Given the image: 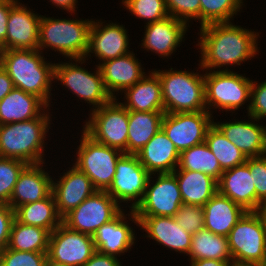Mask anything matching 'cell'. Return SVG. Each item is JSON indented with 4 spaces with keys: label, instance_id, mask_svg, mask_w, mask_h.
I'll return each instance as SVG.
<instances>
[{
    "label": "cell",
    "instance_id": "obj_1",
    "mask_svg": "<svg viewBox=\"0 0 266 266\" xmlns=\"http://www.w3.org/2000/svg\"><path fill=\"white\" fill-rule=\"evenodd\" d=\"M201 68L212 69L228 64L240 65L257 50L253 31L232 25L230 22L212 23L201 27Z\"/></svg>",
    "mask_w": 266,
    "mask_h": 266
},
{
    "label": "cell",
    "instance_id": "obj_2",
    "mask_svg": "<svg viewBox=\"0 0 266 266\" xmlns=\"http://www.w3.org/2000/svg\"><path fill=\"white\" fill-rule=\"evenodd\" d=\"M39 51L38 49L2 50L0 65L11 78L14 88L39 97L48 107L55 64L46 63Z\"/></svg>",
    "mask_w": 266,
    "mask_h": 266
},
{
    "label": "cell",
    "instance_id": "obj_3",
    "mask_svg": "<svg viewBox=\"0 0 266 266\" xmlns=\"http://www.w3.org/2000/svg\"><path fill=\"white\" fill-rule=\"evenodd\" d=\"M49 121L48 115L42 113L31 120L0 125V157L43 164V139Z\"/></svg>",
    "mask_w": 266,
    "mask_h": 266
},
{
    "label": "cell",
    "instance_id": "obj_4",
    "mask_svg": "<svg viewBox=\"0 0 266 266\" xmlns=\"http://www.w3.org/2000/svg\"><path fill=\"white\" fill-rule=\"evenodd\" d=\"M154 71L162 85L165 113L199 112L205 105L204 75L187 71Z\"/></svg>",
    "mask_w": 266,
    "mask_h": 266
},
{
    "label": "cell",
    "instance_id": "obj_5",
    "mask_svg": "<svg viewBox=\"0 0 266 266\" xmlns=\"http://www.w3.org/2000/svg\"><path fill=\"white\" fill-rule=\"evenodd\" d=\"M228 242L234 265L266 264V222L260 211H246L231 229Z\"/></svg>",
    "mask_w": 266,
    "mask_h": 266
},
{
    "label": "cell",
    "instance_id": "obj_6",
    "mask_svg": "<svg viewBox=\"0 0 266 266\" xmlns=\"http://www.w3.org/2000/svg\"><path fill=\"white\" fill-rule=\"evenodd\" d=\"M91 22L41 16L38 50L50 46L68 58L82 61L87 56Z\"/></svg>",
    "mask_w": 266,
    "mask_h": 266
},
{
    "label": "cell",
    "instance_id": "obj_7",
    "mask_svg": "<svg viewBox=\"0 0 266 266\" xmlns=\"http://www.w3.org/2000/svg\"><path fill=\"white\" fill-rule=\"evenodd\" d=\"M78 149L74 166L86 174L97 191H107L114 179L117 161L124 153L96 142L85 132Z\"/></svg>",
    "mask_w": 266,
    "mask_h": 266
},
{
    "label": "cell",
    "instance_id": "obj_8",
    "mask_svg": "<svg viewBox=\"0 0 266 266\" xmlns=\"http://www.w3.org/2000/svg\"><path fill=\"white\" fill-rule=\"evenodd\" d=\"M115 100L94 109L83 131L96 142L127 154L128 110Z\"/></svg>",
    "mask_w": 266,
    "mask_h": 266
},
{
    "label": "cell",
    "instance_id": "obj_9",
    "mask_svg": "<svg viewBox=\"0 0 266 266\" xmlns=\"http://www.w3.org/2000/svg\"><path fill=\"white\" fill-rule=\"evenodd\" d=\"M204 81L205 105L237 110L251 97L252 80L228 69L209 72L204 75Z\"/></svg>",
    "mask_w": 266,
    "mask_h": 266
},
{
    "label": "cell",
    "instance_id": "obj_10",
    "mask_svg": "<svg viewBox=\"0 0 266 266\" xmlns=\"http://www.w3.org/2000/svg\"><path fill=\"white\" fill-rule=\"evenodd\" d=\"M106 192L96 191L62 218V223L74 231L93 236L98 228L110 222L122 210Z\"/></svg>",
    "mask_w": 266,
    "mask_h": 266
},
{
    "label": "cell",
    "instance_id": "obj_11",
    "mask_svg": "<svg viewBox=\"0 0 266 266\" xmlns=\"http://www.w3.org/2000/svg\"><path fill=\"white\" fill-rule=\"evenodd\" d=\"M208 110L199 112L164 113L161 129L179 151L205 142L214 122Z\"/></svg>",
    "mask_w": 266,
    "mask_h": 266
},
{
    "label": "cell",
    "instance_id": "obj_12",
    "mask_svg": "<svg viewBox=\"0 0 266 266\" xmlns=\"http://www.w3.org/2000/svg\"><path fill=\"white\" fill-rule=\"evenodd\" d=\"M96 251L93 237L71 230L61 223L50 233L47 256L67 266H83Z\"/></svg>",
    "mask_w": 266,
    "mask_h": 266
},
{
    "label": "cell",
    "instance_id": "obj_13",
    "mask_svg": "<svg viewBox=\"0 0 266 266\" xmlns=\"http://www.w3.org/2000/svg\"><path fill=\"white\" fill-rule=\"evenodd\" d=\"M151 174L141 165L136 154L124 153L117 161L111 186L106 191L117 203L131 201L132 210L142 201Z\"/></svg>",
    "mask_w": 266,
    "mask_h": 266
},
{
    "label": "cell",
    "instance_id": "obj_14",
    "mask_svg": "<svg viewBox=\"0 0 266 266\" xmlns=\"http://www.w3.org/2000/svg\"><path fill=\"white\" fill-rule=\"evenodd\" d=\"M147 183L142 201L133 209L136 216L174 217L183 204L176 176L173 173L159 174L157 181Z\"/></svg>",
    "mask_w": 266,
    "mask_h": 266
},
{
    "label": "cell",
    "instance_id": "obj_15",
    "mask_svg": "<svg viewBox=\"0 0 266 266\" xmlns=\"http://www.w3.org/2000/svg\"><path fill=\"white\" fill-rule=\"evenodd\" d=\"M96 74L72 63L55 64L54 78L60 80L77 97L99 108L113 98L105 88L99 66Z\"/></svg>",
    "mask_w": 266,
    "mask_h": 266
},
{
    "label": "cell",
    "instance_id": "obj_16",
    "mask_svg": "<svg viewBox=\"0 0 266 266\" xmlns=\"http://www.w3.org/2000/svg\"><path fill=\"white\" fill-rule=\"evenodd\" d=\"M40 21L41 16L16 3L10 9L7 35L1 49H38Z\"/></svg>",
    "mask_w": 266,
    "mask_h": 266
},
{
    "label": "cell",
    "instance_id": "obj_17",
    "mask_svg": "<svg viewBox=\"0 0 266 266\" xmlns=\"http://www.w3.org/2000/svg\"><path fill=\"white\" fill-rule=\"evenodd\" d=\"M218 192L245 211H260L263 205L256 197L253 176L246 163L223 171L218 181Z\"/></svg>",
    "mask_w": 266,
    "mask_h": 266
},
{
    "label": "cell",
    "instance_id": "obj_18",
    "mask_svg": "<svg viewBox=\"0 0 266 266\" xmlns=\"http://www.w3.org/2000/svg\"><path fill=\"white\" fill-rule=\"evenodd\" d=\"M134 223H138L152 238L160 244L179 251L189 253L192 234L181 227L171 216H136L131 209Z\"/></svg>",
    "mask_w": 266,
    "mask_h": 266
},
{
    "label": "cell",
    "instance_id": "obj_19",
    "mask_svg": "<svg viewBox=\"0 0 266 266\" xmlns=\"http://www.w3.org/2000/svg\"><path fill=\"white\" fill-rule=\"evenodd\" d=\"M64 174L58 183L52 182V193L62 218L97 191L92 181L76 166Z\"/></svg>",
    "mask_w": 266,
    "mask_h": 266
},
{
    "label": "cell",
    "instance_id": "obj_20",
    "mask_svg": "<svg viewBox=\"0 0 266 266\" xmlns=\"http://www.w3.org/2000/svg\"><path fill=\"white\" fill-rule=\"evenodd\" d=\"M40 165L28 164L20 173L9 201L13 210L26 203L40 201L52 193L53 180Z\"/></svg>",
    "mask_w": 266,
    "mask_h": 266
},
{
    "label": "cell",
    "instance_id": "obj_21",
    "mask_svg": "<svg viewBox=\"0 0 266 266\" xmlns=\"http://www.w3.org/2000/svg\"><path fill=\"white\" fill-rule=\"evenodd\" d=\"M102 23L92 21L89 30L88 51L95 52L96 57L103 61L115 59L130 53L126 29L118 24H107L100 28Z\"/></svg>",
    "mask_w": 266,
    "mask_h": 266
},
{
    "label": "cell",
    "instance_id": "obj_22",
    "mask_svg": "<svg viewBox=\"0 0 266 266\" xmlns=\"http://www.w3.org/2000/svg\"><path fill=\"white\" fill-rule=\"evenodd\" d=\"M179 154L174 143L160 129L136 155L152 175L154 172L173 173L179 162Z\"/></svg>",
    "mask_w": 266,
    "mask_h": 266
},
{
    "label": "cell",
    "instance_id": "obj_23",
    "mask_svg": "<svg viewBox=\"0 0 266 266\" xmlns=\"http://www.w3.org/2000/svg\"><path fill=\"white\" fill-rule=\"evenodd\" d=\"M247 158L266 155V127L246 122L213 123Z\"/></svg>",
    "mask_w": 266,
    "mask_h": 266
},
{
    "label": "cell",
    "instance_id": "obj_24",
    "mask_svg": "<svg viewBox=\"0 0 266 266\" xmlns=\"http://www.w3.org/2000/svg\"><path fill=\"white\" fill-rule=\"evenodd\" d=\"M133 55L130 52L99 64L105 88L112 98H116L114 91L132 87L144 77L141 65Z\"/></svg>",
    "mask_w": 266,
    "mask_h": 266
},
{
    "label": "cell",
    "instance_id": "obj_25",
    "mask_svg": "<svg viewBox=\"0 0 266 266\" xmlns=\"http://www.w3.org/2000/svg\"><path fill=\"white\" fill-rule=\"evenodd\" d=\"M146 27L142 46L164 57L173 53L186 31V23L172 16L147 24Z\"/></svg>",
    "mask_w": 266,
    "mask_h": 266
},
{
    "label": "cell",
    "instance_id": "obj_26",
    "mask_svg": "<svg viewBox=\"0 0 266 266\" xmlns=\"http://www.w3.org/2000/svg\"><path fill=\"white\" fill-rule=\"evenodd\" d=\"M204 228L216 235L228 237L245 210L217 192L204 206Z\"/></svg>",
    "mask_w": 266,
    "mask_h": 266
},
{
    "label": "cell",
    "instance_id": "obj_27",
    "mask_svg": "<svg viewBox=\"0 0 266 266\" xmlns=\"http://www.w3.org/2000/svg\"><path fill=\"white\" fill-rule=\"evenodd\" d=\"M124 219L121 211L114 219L97 229L92 237L98 252L115 257L116 254L127 252L134 244V233Z\"/></svg>",
    "mask_w": 266,
    "mask_h": 266
},
{
    "label": "cell",
    "instance_id": "obj_28",
    "mask_svg": "<svg viewBox=\"0 0 266 266\" xmlns=\"http://www.w3.org/2000/svg\"><path fill=\"white\" fill-rule=\"evenodd\" d=\"M127 104L121 103L128 111H165L162 101V85L158 75L151 72L132 87L124 90Z\"/></svg>",
    "mask_w": 266,
    "mask_h": 266
},
{
    "label": "cell",
    "instance_id": "obj_29",
    "mask_svg": "<svg viewBox=\"0 0 266 266\" xmlns=\"http://www.w3.org/2000/svg\"><path fill=\"white\" fill-rule=\"evenodd\" d=\"M173 174L176 176L183 204L203 207L218 192V181L203 172L176 169Z\"/></svg>",
    "mask_w": 266,
    "mask_h": 266
},
{
    "label": "cell",
    "instance_id": "obj_30",
    "mask_svg": "<svg viewBox=\"0 0 266 266\" xmlns=\"http://www.w3.org/2000/svg\"><path fill=\"white\" fill-rule=\"evenodd\" d=\"M47 105L37 96L14 88L0 101V125L38 117Z\"/></svg>",
    "mask_w": 266,
    "mask_h": 266
},
{
    "label": "cell",
    "instance_id": "obj_31",
    "mask_svg": "<svg viewBox=\"0 0 266 266\" xmlns=\"http://www.w3.org/2000/svg\"><path fill=\"white\" fill-rule=\"evenodd\" d=\"M165 111H128L127 154H137L161 129Z\"/></svg>",
    "mask_w": 266,
    "mask_h": 266
},
{
    "label": "cell",
    "instance_id": "obj_32",
    "mask_svg": "<svg viewBox=\"0 0 266 266\" xmlns=\"http://www.w3.org/2000/svg\"><path fill=\"white\" fill-rule=\"evenodd\" d=\"M14 213L18 222L44 228L50 233L62 223L53 193L40 201L17 207Z\"/></svg>",
    "mask_w": 266,
    "mask_h": 266
},
{
    "label": "cell",
    "instance_id": "obj_33",
    "mask_svg": "<svg viewBox=\"0 0 266 266\" xmlns=\"http://www.w3.org/2000/svg\"><path fill=\"white\" fill-rule=\"evenodd\" d=\"M188 254L191 256V261L215 259L228 261L233 265L228 237L216 235L205 228L192 235Z\"/></svg>",
    "mask_w": 266,
    "mask_h": 266
},
{
    "label": "cell",
    "instance_id": "obj_34",
    "mask_svg": "<svg viewBox=\"0 0 266 266\" xmlns=\"http://www.w3.org/2000/svg\"><path fill=\"white\" fill-rule=\"evenodd\" d=\"M50 232L14 219L8 248L16 251L48 252Z\"/></svg>",
    "mask_w": 266,
    "mask_h": 266
},
{
    "label": "cell",
    "instance_id": "obj_35",
    "mask_svg": "<svg viewBox=\"0 0 266 266\" xmlns=\"http://www.w3.org/2000/svg\"><path fill=\"white\" fill-rule=\"evenodd\" d=\"M178 166L179 170L203 172L217 181L224 171L205 142L181 151Z\"/></svg>",
    "mask_w": 266,
    "mask_h": 266
},
{
    "label": "cell",
    "instance_id": "obj_36",
    "mask_svg": "<svg viewBox=\"0 0 266 266\" xmlns=\"http://www.w3.org/2000/svg\"><path fill=\"white\" fill-rule=\"evenodd\" d=\"M205 143L223 170L234 168L247 161L245 154L230 142L214 124L207 131Z\"/></svg>",
    "mask_w": 266,
    "mask_h": 266
},
{
    "label": "cell",
    "instance_id": "obj_37",
    "mask_svg": "<svg viewBox=\"0 0 266 266\" xmlns=\"http://www.w3.org/2000/svg\"><path fill=\"white\" fill-rule=\"evenodd\" d=\"M242 0H200L201 27L229 22L231 17L240 10Z\"/></svg>",
    "mask_w": 266,
    "mask_h": 266
},
{
    "label": "cell",
    "instance_id": "obj_38",
    "mask_svg": "<svg viewBox=\"0 0 266 266\" xmlns=\"http://www.w3.org/2000/svg\"><path fill=\"white\" fill-rule=\"evenodd\" d=\"M27 165L19 159L0 157V203L9 205L18 177Z\"/></svg>",
    "mask_w": 266,
    "mask_h": 266
},
{
    "label": "cell",
    "instance_id": "obj_39",
    "mask_svg": "<svg viewBox=\"0 0 266 266\" xmlns=\"http://www.w3.org/2000/svg\"><path fill=\"white\" fill-rule=\"evenodd\" d=\"M125 7L139 18L148 19V24L167 18L165 0H123Z\"/></svg>",
    "mask_w": 266,
    "mask_h": 266
},
{
    "label": "cell",
    "instance_id": "obj_40",
    "mask_svg": "<svg viewBox=\"0 0 266 266\" xmlns=\"http://www.w3.org/2000/svg\"><path fill=\"white\" fill-rule=\"evenodd\" d=\"M47 252L16 251L6 247L0 251V266H45Z\"/></svg>",
    "mask_w": 266,
    "mask_h": 266
},
{
    "label": "cell",
    "instance_id": "obj_41",
    "mask_svg": "<svg viewBox=\"0 0 266 266\" xmlns=\"http://www.w3.org/2000/svg\"><path fill=\"white\" fill-rule=\"evenodd\" d=\"M174 219L185 231L193 235L204 228V208L182 204Z\"/></svg>",
    "mask_w": 266,
    "mask_h": 266
},
{
    "label": "cell",
    "instance_id": "obj_42",
    "mask_svg": "<svg viewBox=\"0 0 266 266\" xmlns=\"http://www.w3.org/2000/svg\"><path fill=\"white\" fill-rule=\"evenodd\" d=\"M165 5L168 15L175 19L185 23L189 18L200 19V0H165Z\"/></svg>",
    "mask_w": 266,
    "mask_h": 266
},
{
    "label": "cell",
    "instance_id": "obj_43",
    "mask_svg": "<svg viewBox=\"0 0 266 266\" xmlns=\"http://www.w3.org/2000/svg\"><path fill=\"white\" fill-rule=\"evenodd\" d=\"M246 164L253 176L256 197L264 204L266 203V155L247 158Z\"/></svg>",
    "mask_w": 266,
    "mask_h": 266
},
{
    "label": "cell",
    "instance_id": "obj_44",
    "mask_svg": "<svg viewBox=\"0 0 266 266\" xmlns=\"http://www.w3.org/2000/svg\"><path fill=\"white\" fill-rule=\"evenodd\" d=\"M251 103L248 107L250 118L257 119L266 117V81L261 84L252 83L251 86Z\"/></svg>",
    "mask_w": 266,
    "mask_h": 266
},
{
    "label": "cell",
    "instance_id": "obj_45",
    "mask_svg": "<svg viewBox=\"0 0 266 266\" xmlns=\"http://www.w3.org/2000/svg\"><path fill=\"white\" fill-rule=\"evenodd\" d=\"M14 219V210L8 204L0 203V251L8 247Z\"/></svg>",
    "mask_w": 266,
    "mask_h": 266
},
{
    "label": "cell",
    "instance_id": "obj_46",
    "mask_svg": "<svg viewBox=\"0 0 266 266\" xmlns=\"http://www.w3.org/2000/svg\"><path fill=\"white\" fill-rule=\"evenodd\" d=\"M17 3V0H0V46L5 42L7 35V22L10 9Z\"/></svg>",
    "mask_w": 266,
    "mask_h": 266
},
{
    "label": "cell",
    "instance_id": "obj_47",
    "mask_svg": "<svg viewBox=\"0 0 266 266\" xmlns=\"http://www.w3.org/2000/svg\"><path fill=\"white\" fill-rule=\"evenodd\" d=\"M83 266H121L116 257L98 252L93 253L92 257Z\"/></svg>",
    "mask_w": 266,
    "mask_h": 266
},
{
    "label": "cell",
    "instance_id": "obj_48",
    "mask_svg": "<svg viewBox=\"0 0 266 266\" xmlns=\"http://www.w3.org/2000/svg\"><path fill=\"white\" fill-rule=\"evenodd\" d=\"M13 89L14 85L11 78L0 65V101Z\"/></svg>",
    "mask_w": 266,
    "mask_h": 266
},
{
    "label": "cell",
    "instance_id": "obj_49",
    "mask_svg": "<svg viewBox=\"0 0 266 266\" xmlns=\"http://www.w3.org/2000/svg\"><path fill=\"white\" fill-rule=\"evenodd\" d=\"M191 266H232V264L222 260L201 259L191 261Z\"/></svg>",
    "mask_w": 266,
    "mask_h": 266
},
{
    "label": "cell",
    "instance_id": "obj_50",
    "mask_svg": "<svg viewBox=\"0 0 266 266\" xmlns=\"http://www.w3.org/2000/svg\"><path fill=\"white\" fill-rule=\"evenodd\" d=\"M53 4H56V6H59V8H64V10H75L76 0H50Z\"/></svg>",
    "mask_w": 266,
    "mask_h": 266
},
{
    "label": "cell",
    "instance_id": "obj_51",
    "mask_svg": "<svg viewBox=\"0 0 266 266\" xmlns=\"http://www.w3.org/2000/svg\"><path fill=\"white\" fill-rule=\"evenodd\" d=\"M45 266H67V265H64V264H58V263H55L53 261H50L49 259L46 261L45 263Z\"/></svg>",
    "mask_w": 266,
    "mask_h": 266
},
{
    "label": "cell",
    "instance_id": "obj_52",
    "mask_svg": "<svg viewBox=\"0 0 266 266\" xmlns=\"http://www.w3.org/2000/svg\"><path fill=\"white\" fill-rule=\"evenodd\" d=\"M260 212H261V214L263 215V217H264V219H265V222H266V203H264V204L261 206Z\"/></svg>",
    "mask_w": 266,
    "mask_h": 266
},
{
    "label": "cell",
    "instance_id": "obj_53",
    "mask_svg": "<svg viewBox=\"0 0 266 266\" xmlns=\"http://www.w3.org/2000/svg\"><path fill=\"white\" fill-rule=\"evenodd\" d=\"M232 266H251V265H232Z\"/></svg>",
    "mask_w": 266,
    "mask_h": 266
}]
</instances>
